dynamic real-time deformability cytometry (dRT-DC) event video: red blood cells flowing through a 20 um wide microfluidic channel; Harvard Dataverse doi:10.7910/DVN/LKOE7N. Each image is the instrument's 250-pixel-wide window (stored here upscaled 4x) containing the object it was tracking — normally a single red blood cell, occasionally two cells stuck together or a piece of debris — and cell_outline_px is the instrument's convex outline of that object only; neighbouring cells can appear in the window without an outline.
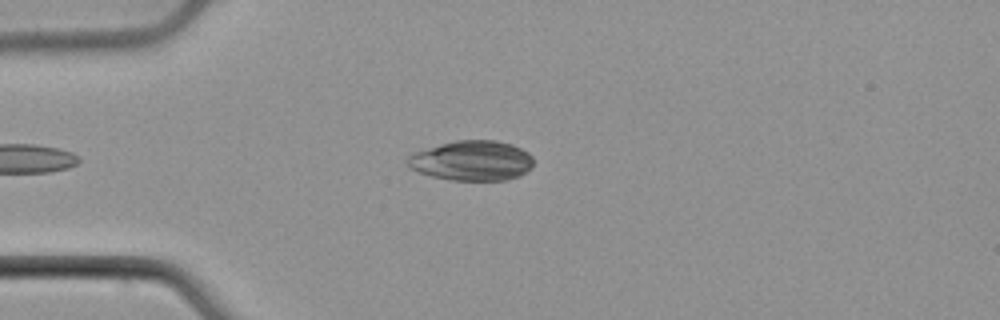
{"species": "common noctule bat (a hibernating species)", "species_latin": "Nyctalus noctula", "temperature_condition": "cold", "stored_images_in_passage": 29, "camera_frame_rate_fps": 3000, "um_per_image_px": 0.085, "animal": {"sex": "male", "body_mass_g": 21.5, "forearm_length_mm": 52.0}, "frame": {"image": 1, "passage_image": 1, "time_ms": 0.0, "image_size_px": [1000, 320], "cell_outline_px": [[532, 164], [520, 176], [504, 180], [452, 180], [432, 176], [408, 168], [408, 156], [416, 152], [440, 144], [456, 140], [496, 140], [512, 144], [528, 152], [532, 156]], "centroid_in_image_um": [40.11, 13.65], "position_along_channel_um": 44.9, "area_um2": 29.07}}
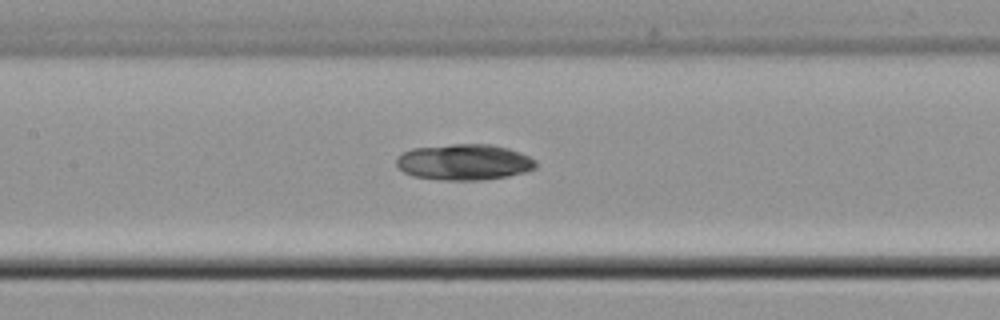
{"frame": {"image": 2, "passage_image": 12, "time_ms": 3.667, "image_size_px": [1000, 320], "cell_outline_px": [[536, 168], [528, 172], [508, 176], [484, 180], [440, 180], [412, 176], [404, 172], [396, 164], [396, 156], [412, 148], [452, 144], [492, 144], [508, 148], [520, 152], [536, 160]], "centroid_in_image_um": [39.46, 13.78], "position_along_channel_um": 167.9, "area_um2": 29.54}}
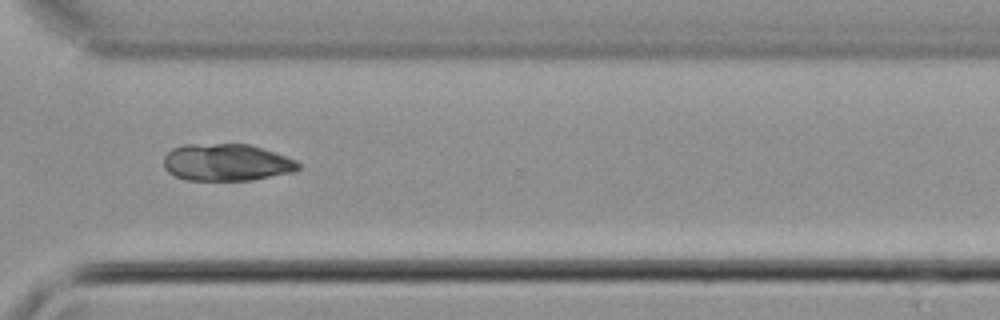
{"frame": {"image": 3, "passage_image": 26, "time_ms": 8.333, "image_size_px": [1000, 320], "cell_outline_px": [[300, 168], [292, 172], [252, 180], [188, 180], [176, 176], [168, 172], [164, 168], [164, 156], [172, 148], [184, 144], [248, 144], [296, 160], [300, 164]], "centroid_in_image_um": [19.22, 13.81], "position_along_channel_um": 351.4, "area_um2": 28.9}, "authors_computed_cell_mechanics": {"area_um2": 29.0156, "velocity_mm_per_s": 3.9244, "shape_relaxation_time_tau1_ms": 10.4504, "shape_relaxation_time_tau2_ms": null, "deformation_change_tau1": 0.0938, "deformation_change_tau2": null}}